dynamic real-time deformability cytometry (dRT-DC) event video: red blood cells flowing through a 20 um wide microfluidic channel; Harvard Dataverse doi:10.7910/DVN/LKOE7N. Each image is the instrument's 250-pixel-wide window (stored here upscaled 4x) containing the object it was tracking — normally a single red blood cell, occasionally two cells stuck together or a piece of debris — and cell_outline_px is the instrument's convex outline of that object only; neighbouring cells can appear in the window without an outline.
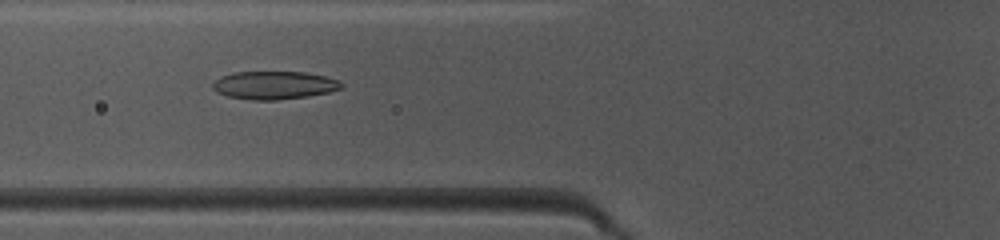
{"species": "common noctule bat (a hibernating species)", "species_latin": "Nyctalus noctula", "temperature_condition": "warm", "stored_images_in_passage": 39, "camera_frame_rate_fps": 3000, "um_per_image_px": 0.085, "animal": {"sex": "female", "body_mass_g": 10.0, "forearm_length_mm": 53.1}, "frame": {"image": 1, "passage_image": 9, "time_ms": 2.667, "image_size_px": [1000, 240], "cell_outline_px": [[344, 84], [340, 88], [328, 92], [308, 96], [276, 100], [252, 100], [228, 96], [216, 92], [212, 88], [212, 84], [220, 76], [232, 72], [304, 72], [324, 76], [340, 80]], "centroid_in_image_um": [23.28, 7.24], "position_along_channel_um": 102.5, "area_um2": 21.04}}
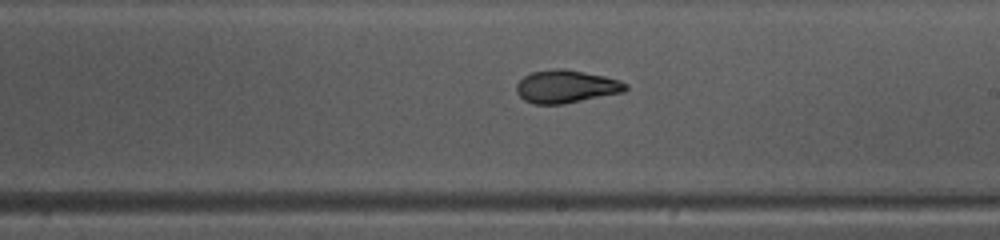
{"frame": {"image": 2, "passage_image": 19, "time_ms": 6.0, "image_size_px": [1000, 240], "cell_outline_px": [[628, 88], [624, 92], [564, 104], [536, 104], [524, 100], [516, 92], [516, 84], [524, 76], [532, 72], [552, 68], [564, 68], [604, 76], [620, 80], [628, 84]], "centroid_in_image_um": [48.13, 7.35], "position_along_channel_um": 240.9, "area_um2": 21.04}}
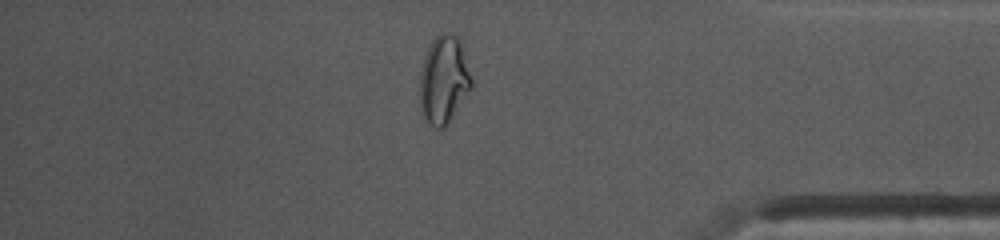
{"frame": {"image": 3, "passage_image": 32, "time_ms": 10.333, "image_size_px": [1000, 240], "cell_outline_px": [[472, 88], [444, 128], [436, 128], [428, 124], [420, 112], [420, 76], [424, 60], [428, 48], [432, 40], [440, 32], [448, 32], [460, 36], [472, 80]], "centroid_in_image_um": [37.73, 6.77], "position_along_channel_um": 397.5, "area_um2": 26.65}, "authors_computed_cell_mechanics": {"area_um2": 21.097, "velocity_mm_per_s": 4.1299, "shape_relaxation_time_tau1_ms": 5.6338, "shape_relaxation_time_tau2_ms": 1.4589, "deformation_change_tau1": 0.2053, "deformation_change_tau2": 0.0706}}